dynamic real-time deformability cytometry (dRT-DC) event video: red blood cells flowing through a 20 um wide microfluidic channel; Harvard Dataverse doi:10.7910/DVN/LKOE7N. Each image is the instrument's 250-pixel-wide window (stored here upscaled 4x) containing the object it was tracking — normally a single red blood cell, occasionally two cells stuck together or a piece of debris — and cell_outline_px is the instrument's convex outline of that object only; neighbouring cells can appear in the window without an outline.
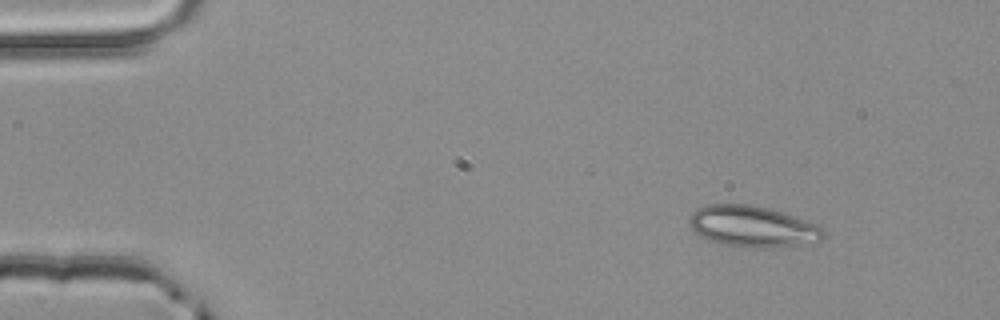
{"species": "common noctule bat (a hibernating species)", "species_latin": "Nyctalus noctula", "temperature_condition": "room temperature", "stored_images_in_passage": 3, "camera_frame_rate_fps": 3000, "um_per_image_px": 0.085, "animal": {"sex": "male", "body_mass_g": 20.4}, "frame": {"image": 1, "passage_image": 1, "time_ms": 0.0, "image_size_px": [1000, 320], "cell_outline_px": [[824, 236], [820, 240], [796, 244], [764, 248], [756, 248], [724, 244], [708, 240], [696, 232], [692, 228], [688, 220], [692, 212], [696, 208], [708, 204], [752, 204], [768, 208], [816, 224], [824, 232]], "centroid_in_image_um": [63.9, 19.23], "position_along_channel_um": 21.1, "area_um2": 31.56}}